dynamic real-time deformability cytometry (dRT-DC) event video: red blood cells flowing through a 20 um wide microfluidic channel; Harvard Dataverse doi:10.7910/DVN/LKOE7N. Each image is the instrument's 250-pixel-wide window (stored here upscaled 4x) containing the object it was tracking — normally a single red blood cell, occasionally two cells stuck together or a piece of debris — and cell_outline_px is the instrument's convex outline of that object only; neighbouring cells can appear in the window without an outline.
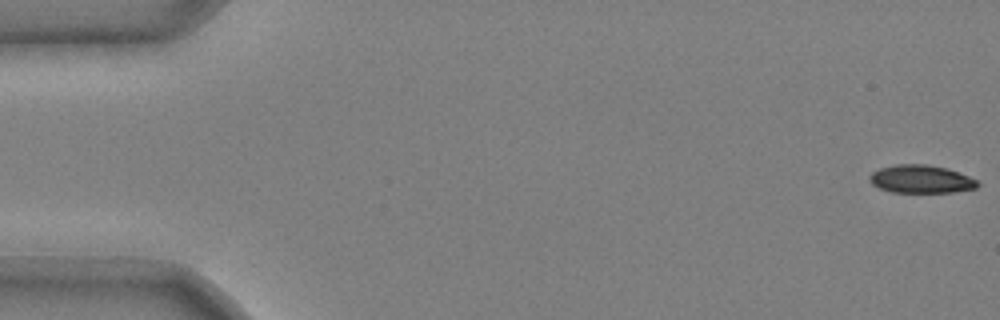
{"species": "common noctule bat (a hibernating species)", "species_latin": "Nyctalus noctula", "temperature_condition": "cold", "stored_images_in_passage": 47, "camera_frame_rate_fps": 3000, "um_per_image_px": 0.085, "animal": {"sex": "male", "body_mass_g": 20.4}, "frame": {"image": 1, "passage_image": 1, "time_ms": 0.0, "image_size_px": [1000, 320], "cell_outline_px": [[980, 184], [976, 188], [952, 192], [892, 192], [880, 188], [872, 184], [868, 180], [868, 176], [872, 172], [880, 168], [896, 164], [928, 164], [948, 168], [968, 176], [976, 180]], "centroid_in_image_um": [78.26, 15.21], "position_along_channel_um": 6.7, "area_um2": 17.69}}
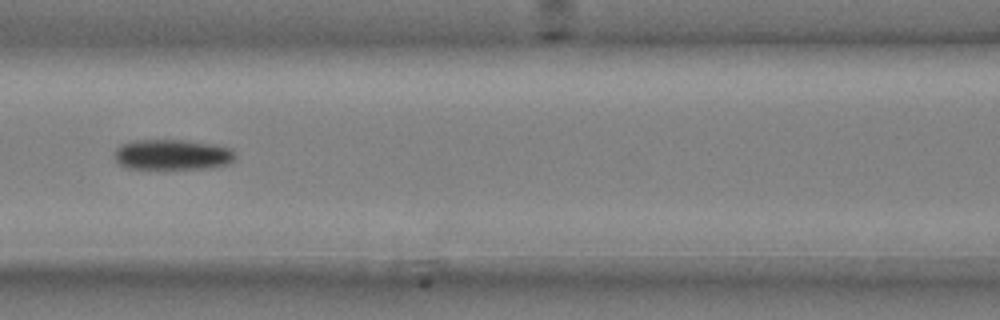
{"frame": {"image": 2, "passage_image": 24, "time_ms": 7.667, "image_size_px": [1000, 320], "cell_outline_px": [[232, 164], [208, 168], [128, 168], [120, 164], [112, 156], [116, 148], [120, 144], [136, 140], [184, 140], [216, 144], [232, 148]], "centroid_in_image_um": [14.63, 13.13], "position_along_channel_um": 152.0, "area_um2": 21.44}}
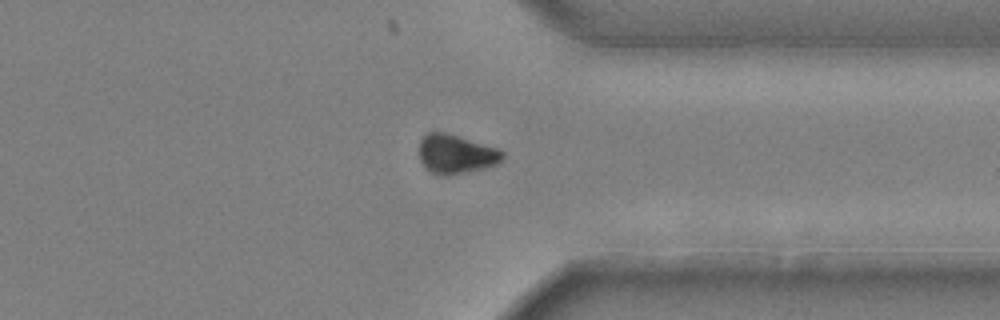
{"frame": {"image": 3, "passage_image": 42, "time_ms": 13.667, "image_size_px": [1000, 320], "cell_outline_px": [[504, 156], [496, 164], [484, 168], [448, 176], [440, 176], [424, 168], [420, 160], [420, 140], [428, 132], [444, 132], [500, 148], [504, 152]], "centroid_in_image_um": [38.75, 13.1], "position_along_channel_um": 372.6, "area_um2": 19.07}, "authors_computed_cell_mechanics": {"area_um2": 20.1722, "velocity_mm_per_s": 3.7149, "shape_relaxation_time_tau1_ms": 2.7456, "shape_relaxation_time_tau2_ms": null, "deformation_change_tau1": 0.1147, "deformation_change_tau2": null}}